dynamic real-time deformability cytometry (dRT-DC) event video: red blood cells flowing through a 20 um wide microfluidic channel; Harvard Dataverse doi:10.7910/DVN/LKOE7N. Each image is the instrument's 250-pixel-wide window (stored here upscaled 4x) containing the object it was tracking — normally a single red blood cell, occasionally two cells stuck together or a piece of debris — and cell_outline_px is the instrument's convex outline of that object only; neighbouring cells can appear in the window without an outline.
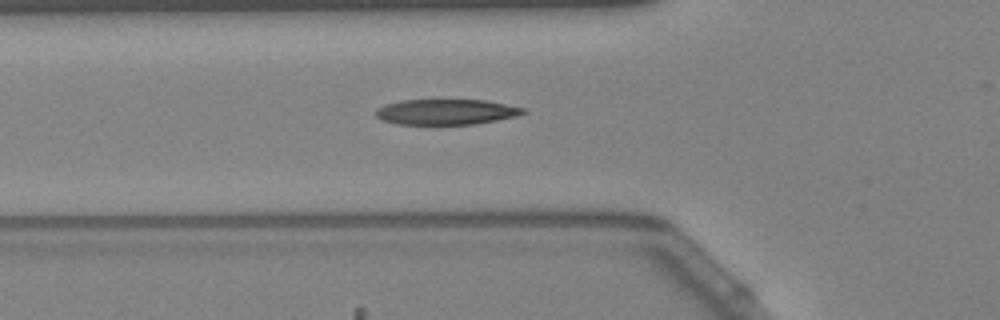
{"species": "Egyptian fruit bat (a non-hibernating species)", "species_latin": "Rousettus aegyptiacus", "temperature_condition": "warm", "stored_images_in_passage": 32, "camera_frame_rate_fps": 3000, "um_per_image_px": 0.085, "animal": {"sex": "female"}, "frame": {"image": 1, "passage_image": 5, "time_ms": 1.333, "image_size_px": [1000, 320], "cell_outline_px": [[528, 112], [516, 116], [496, 120], [472, 124], [396, 124], [380, 120], [372, 112], [376, 108], [384, 104], [400, 100], [484, 100], [524, 108]], "centroid_in_image_um": [37.83, 9.51], "position_along_channel_um": 88.0, "area_um2": 21.96}}
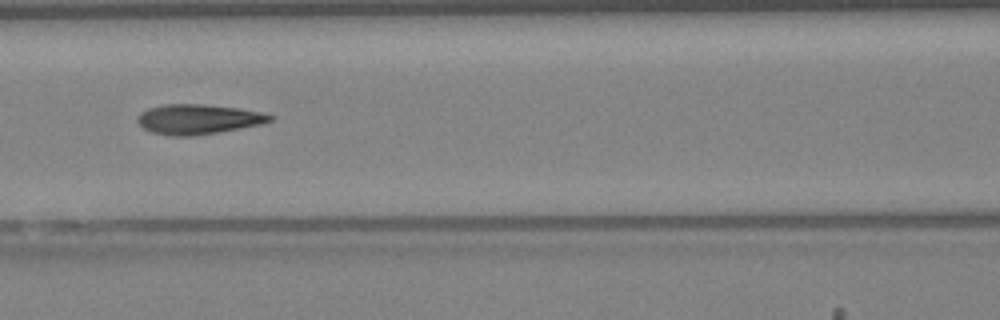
{"frame": {"image": 2, "passage_image": 10, "time_ms": 3.0, "image_size_px": [1000, 320], "cell_outline_px": [[276, 116], [272, 120], [260, 124], [240, 128], [192, 136], [172, 136], [152, 132], [144, 128], [136, 120], [140, 112], [148, 108], [164, 104], [200, 104], [240, 108]], "centroid_in_image_um": [16.82, 10.12], "position_along_channel_um": 149.8, "area_um2": 22.89}}
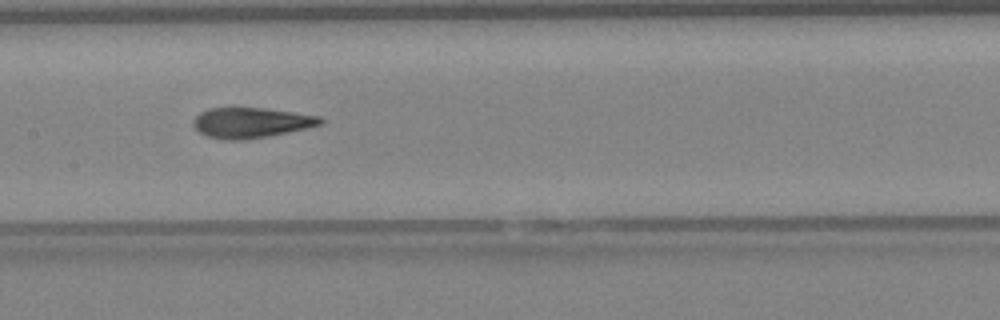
{"frame": {"image": 3, "passage_image": 13, "time_ms": 4.0, "image_size_px": [1000, 320], "cell_outline_px": [[324, 124], [288, 132], [240, 140], [228, 140], [208, 136], [200, 132], [192, 124], [192, 120], [200, 112], [208, 108], [264, 108], [320, 116], [324, 120]], "centroid_in_image_um": [21.34, 10.41], "position_along_channel_um": 186.1, "area_um2": 22.2}, "authors_computed_cell_mechanics": {"area_um2": 22.5998, "velocity_mm_per_s": 3.6839, "shape_relaxation_time_tau1_ms": 1.2301, "shape_relaxation_time_tau2_ms": null, "deformation_change_tau1": 0.3533, "deformation_change_tau2": null}}